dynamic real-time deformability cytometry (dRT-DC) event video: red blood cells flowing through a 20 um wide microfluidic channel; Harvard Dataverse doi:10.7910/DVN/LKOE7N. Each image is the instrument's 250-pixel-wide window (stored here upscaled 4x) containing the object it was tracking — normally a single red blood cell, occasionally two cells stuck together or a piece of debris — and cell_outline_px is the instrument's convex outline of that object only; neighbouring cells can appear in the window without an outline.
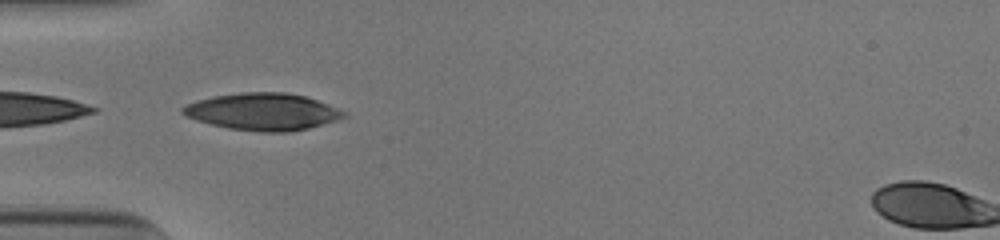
{"species": "human", "species_latin": "Homo sapiens", "temperature_condition": "cold", "stored_images_in_passage": 16, "camera_frame_rate_fps": 3000, "um_per_image_px": 0.085, "donor": {"sex": "male"}, "frame": {"image": 1, "passage_image": 1, "time_ms": 0.0, "image_size_px": [1000, 240], "cell_outline_px": [[348, 116], [336, 120], [308, 128], [288, 132], [260, 132], [228, 128], [196, 120], [180, 112], [180, 108], [188, 104], [212, 96], [240, 92], [284, 92], [304, 96], [328, 104], [348, 112]], "centroid_in_image_um": [22.36, 9.49], "position_along_channel_um": 62.6, "area_um2": 34.68}}
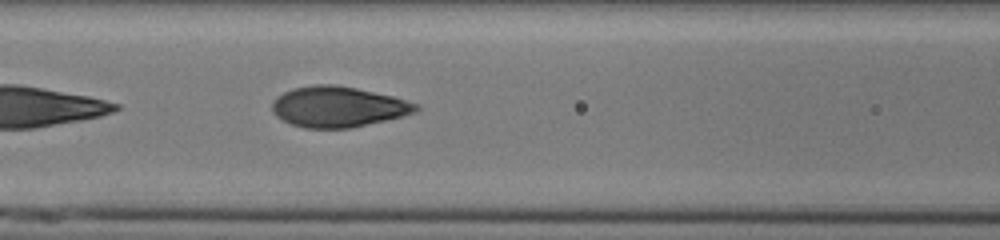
{"frame": {"image": 2, "passage_image": 7, "time_ms": 2.0, "image_size_px": [1000, 240], "cell_outline_px": [[420, 108], [416, 112], [352, 128], [304, 128], [292, 124], [276, 116], [272, 112], [272, 104], [276, 96], [292, 88], [316, 84], [332, 84], [356, 88], [392, 96], [420, 104]], "centroid_in_image_um": [28.72, 9.07], "position_along_channel_um": 137.9, "area_um2": 33.93}}
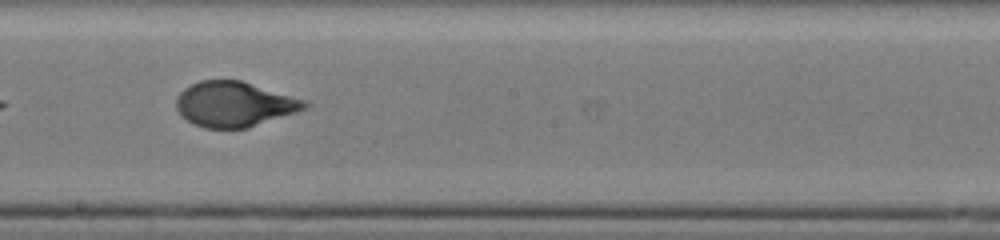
{"frame": {"image": 3, "passage_image": 14, "time_ms": 4.333, "image_size_px": [1000, 240], "cell_outline_px": [[308, 108], [248, 128], [204, 128], [188, 120], [176, 108], [176, 100], [180, 92], [184, 88], [200, 80], [240, 80], [304, 100], [308, 104]], "centroid_in_image_um": [19.91, 8.86], "position_along_channel_um": 228.3, "area_um2": 33.29}}